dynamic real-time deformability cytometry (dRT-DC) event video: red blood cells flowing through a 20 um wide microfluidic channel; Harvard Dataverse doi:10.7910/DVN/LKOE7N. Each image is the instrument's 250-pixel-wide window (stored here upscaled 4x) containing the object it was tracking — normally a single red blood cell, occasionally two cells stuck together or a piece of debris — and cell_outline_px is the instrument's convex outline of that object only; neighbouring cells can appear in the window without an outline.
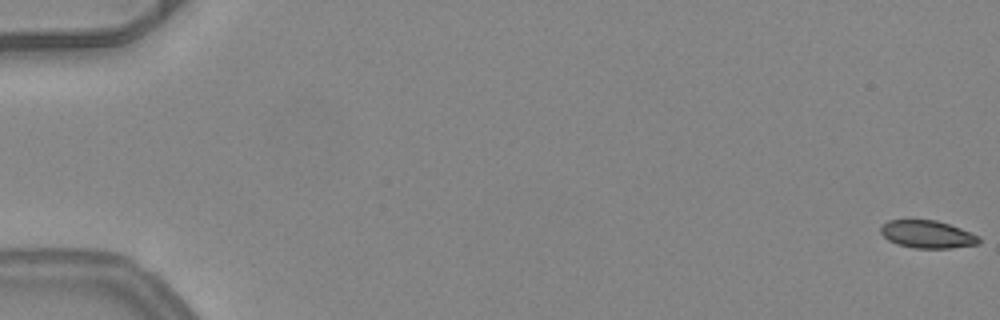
{"species": "common noctule bat (a hibernating species)", "species_latin": "Nyctalus noctula", "temperature_condition": "warm", "stored_images_in_passage": 53, "camera_frame_rate_fps": 3000, "um_per_image_px": 0.085, "animal": {"sex": "female", "body_mass_g": 24.6, "forearm_length_mm": 56.2}, "frame": {"image": 1, "passage_image": 1, "time_ms": 0.0, "image_size_px": [1000, 320], "cell_outline_px": [[980, 244], [952, 248], [912, 248], [896, 244], [888, 240], [880, 232], [880, 228], [888, 220], [936, 220], [960, 228], [980, 236]], "centroid_in_image_um": [78.84, 19.93], "position_along_channel_um": 6.2, "area_um2": 15.9}}